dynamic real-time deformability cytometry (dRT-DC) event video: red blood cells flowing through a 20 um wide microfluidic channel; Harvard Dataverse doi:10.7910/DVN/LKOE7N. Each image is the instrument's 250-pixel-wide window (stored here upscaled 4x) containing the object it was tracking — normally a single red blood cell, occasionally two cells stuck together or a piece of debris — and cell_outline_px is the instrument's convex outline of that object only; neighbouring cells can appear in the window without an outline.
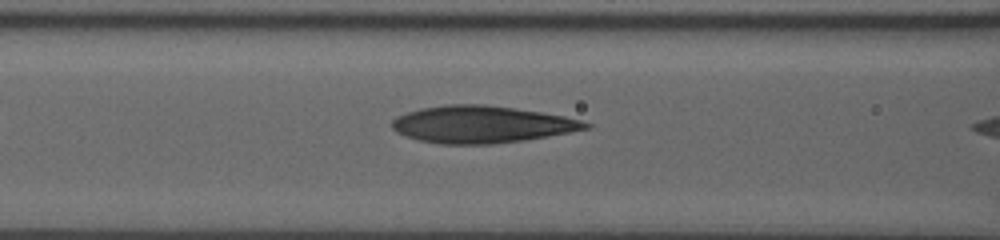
{"species": "human", "species_latin": "Homo sapiens", "temperature_condition": "room temperature", "stored_images_in_passage": 6, "camera_frame_rate_fps": 3000, "um_per_image_px": 0.085, "donor": {"sex": "male"}, "frame": {"image": 1, "passage_image": 3, "time_ms": 0.667, "image_size_px": [1000, 240], "cell_outline_px": [[592, 128], [524, 140], [492, 144], [440, 144], [420, 140], [404, 136], [396, 132], [392, 128], [392, 120], [396, 116], [420, 108], [444, 104], [484, 104], [540, 112], [564, 116], [580, 120], [592, 124]], "centroid_in_image_um": [40.91, 10.57], "position_along_channel_um": 125.7, "area_um2": 41.79}}